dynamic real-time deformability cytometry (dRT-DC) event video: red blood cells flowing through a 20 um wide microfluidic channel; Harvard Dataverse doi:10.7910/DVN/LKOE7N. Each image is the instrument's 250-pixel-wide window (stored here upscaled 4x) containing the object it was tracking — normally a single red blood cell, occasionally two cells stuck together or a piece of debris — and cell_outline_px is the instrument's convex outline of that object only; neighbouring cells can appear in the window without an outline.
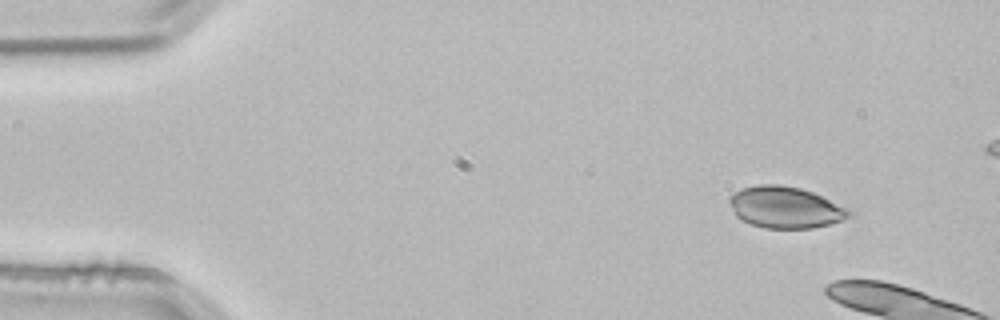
{"species": "common noctule bat (a hibernating species)", "species_latin": "Nyctalus noctula", "temperature_condition": "room temperature", "stored_images_in_passage": 6, "camera_frame_rate_fps": 3000, "um_per_image_px": 0.085, "animal": {"sex": "male", "body_mass_g": 21.5, "forearm_length_mm": 52.0}, "frame": {"image": 1, "passage_image": 1, "time_ms": 0.0, "image_size_px": [1000, 320], "cell_outline_px": [[852, 216], [828, 224], [812, 228], [764, 228], [740, 220], [736, 216], [728, 200], [728, 196], [740, 188], [760, 184], [780, 184], [800, 188], [812, 192], [848, 208], [852, 212]], "centroid_in_image_um": [66.71, 17.61], "position_along_channel_um": 18.3, "area_um2": 28.96}}
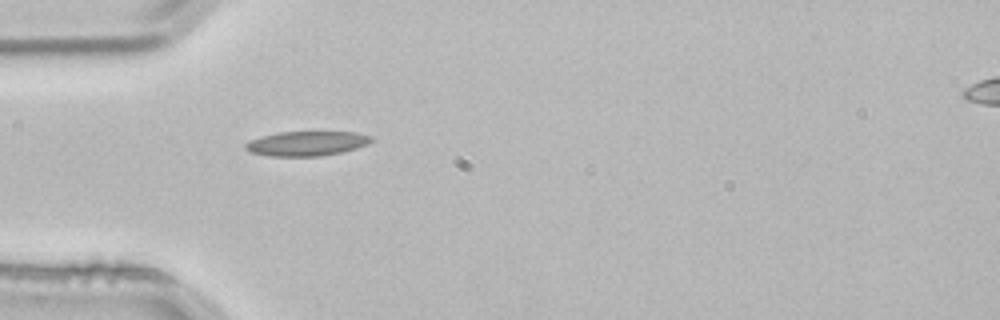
{"frame": {"image": 2, "passage_image": 6, "time_ms": 1.667, "image_size_px": [1000, 320], "cell_outline_px": [[372, 140], [368, 144], [356, 148], [340, 152], [320, 156], [268, 156], [252, 152], [244, 148], [244, 144], [252, 140], [264, 136], [280, 132], [356, 132], [372, 136]], "centroid_in_image_um": [26.09, 12.2], "position_along_channel_um": 58.9, "area_um2": 17.8}}